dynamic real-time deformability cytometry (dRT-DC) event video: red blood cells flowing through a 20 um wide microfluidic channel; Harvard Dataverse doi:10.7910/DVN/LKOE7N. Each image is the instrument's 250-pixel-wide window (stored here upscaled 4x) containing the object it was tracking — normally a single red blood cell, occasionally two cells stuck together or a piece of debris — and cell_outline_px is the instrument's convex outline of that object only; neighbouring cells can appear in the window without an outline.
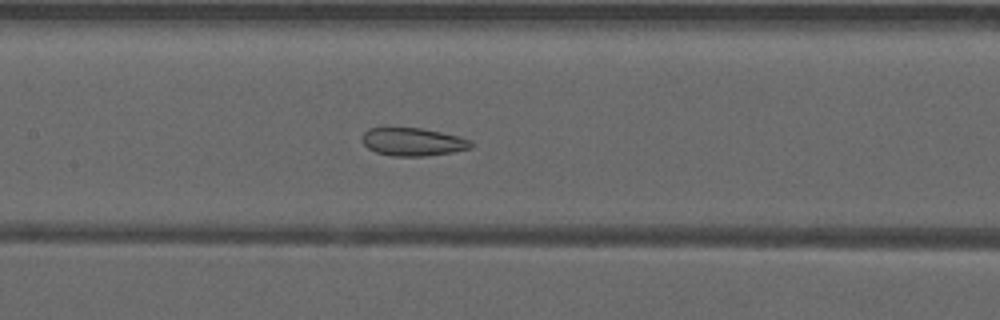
{"species": "common noctule bat (a hibernating species)", "species_latin": "Nyctalus noctula", "temperature_condition": "warm", "stored_images_in_passage": 49, "camera_frame_rate_fps": 3000, "um_per_image_px": 0.085, "animal": {"sex": "male", "forearm_length_mm": 52.5}, "frame": {"image": 1, "passage_image": 22, "time_ms": 7.0, "image_size_px": [1000, 320], "cell_outline_px": [[472, 148], [452, 152], [424, 156], [392, 156], [376, 152], [368, 148], [364, 144], [364, 132], [368, 128], [420, 128], [460, 136], [472, 140]], "centroid_in_image_um": [35.14, 12.06], "position_along_channel_um": 172.3, "area_um2": 17.63}}
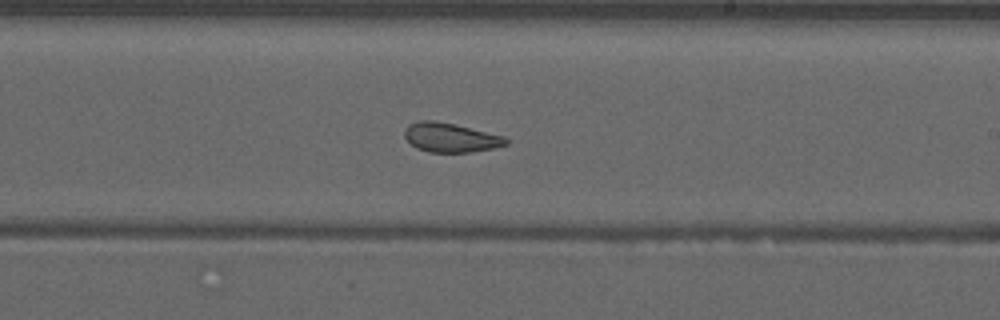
{"frame": {"image": 2, "passage_image": 28, "time_ms": 9.0, "image_size_px": [1000, 320], "cell_outline_px": [[508, 144], [492, 148], [468, 152], [428, 152], [416, 148], [404, 136], [404, 128], [408, 124], [416, 120], [432, 120], [456, 124], [504, 136], [508, 140]], "centroid_in_image_um": [38.26, 11.67], "position_along_channel_um": 250.7, "area_um2": 17.34}}
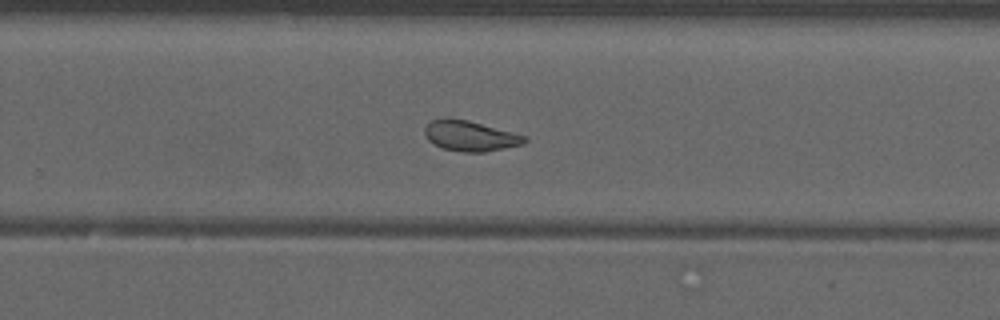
{"frame": {"image": 3, "passage_image": 31, "time_ms": 10.0, "image_size_px": [1000, 320], "cell_outline_px": [[528, 140], [524, 144], [484, 152], [464, 152], [444, 148], [428, 140], [424, 132], [424, 128], [432, 120], [468, 120], [528, 136]], "centroid_in_image_um": [40.04, 11.57], "position_along_channel_um": 289.8, "area_um2": 17.22}, "authors_computed_cell_mechanics": {"area_um2": 19.363, "velocity_mm_per_s": 3.9353, "shape_relaxation_time_tau1_ms": null, "shape_relaxation_time_tau2_ms": 1.574, "deformation_change_tau1": null, "deformation_change_tau2": 0.0814}}